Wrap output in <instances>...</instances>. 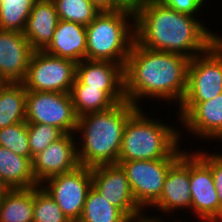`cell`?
Listing matches in <instances>:
<instances>
[{
  "instance_id": "6da1fadb",
  "label": "cell",
  "mask_w": 222,
  "mask_h": 222,
  "mask_svg": "<svg viewBox=\"0 0 222 222\" xmlns=\"http://www.w3.org/2000/svg\"><path fill=\"white\" fill-rule=\"evenodd\" d=\"M190 58L166 51L144 48L134 41L124 67V94L141 108L142 99L182 102Z\"/></svg>"
},
{
  "instance_id": "7a4b0ae2",
  "label": "cell",
  "mask_w": 222,
  "mask_h": 222,
  "mask_svg": "<svg viewBox=\"0 0 222 222\" xmlns=\"http://www.w3.org/2000/svg\"><path fill=\"white\" fill-rule=\"evenodd\" d=\"M197 18L149 0L135 15V41L149 50L177 53L192 59L222 37Z\"/></svg>"
},
{
  "instance_id": "3957f363",
  "label": "cell",
  "mask_w": 222,
  "mask_h": 222,
  "mask_svg": "<svg viewBox=\"0 0 222 222\" xmlns=\"http://www.w3.org/2000/svg\"><path fill=\"white\" fill-rule=\"evenodd\" d=\"M137 109L124 100L110 109L78 117L75 134L81 137L76 139L79 165L92 168L117 164L126 122Z\"/></svg>"
},
{
  "instance_id": "277c9868",
  "label": "cell",
  "mask_w": 222,
  "mask_h": 222,
  "mask_svg": "<svg viewBox=\"0 0 222 222\" xmlns=\"http://www.w3.org/2000/svg\"><path fill=\"white\" fill-rule=\"evenodd\" d=\"M142 108L126 122L118 161L179 158L185 151L180 146L181 130L148 116Z\"/></svg>"
},
{
  "instance_id": "5b68a950",
  "label": "cell",
  "mask_w": 222,
  "mask_h": 222,
  "mask_svg": "<svg viewBox=\"0 0 222 222\" xmlns=\"http://www.w3.org/2000/svg\"><path fill=\"white\" fill-rule=\"evenodd\" d=\"M134 41V15L121 10L101 11L86 26V59L125 67Z\"/></svg>"
},
{
  "instance_id": "8992f818",
  "label": "cell",
  "mask_w": 222,
  "mask_h": 222,
  "mask_svg": "<svg viewBox=\"0 0 222 222\" xmlns=\"http://www.w3.org/2000/svg\"><path fill=\"white\" fill-rule=\"evenodd\" d=\"M222 93V37L190 59L182 102H205Z\"/></svg>"
},
{
  "instance_id": "52a82bcc",
  "label": "cell",
  "mask_w": 222,
  "mask_h": 222,
  "mask_svg": "<svg viewBox=\"0 0 222 222\" xmlns=\"http://www.w3.org/2000/svg\"><path fill=\"white\" fill-rule=\"evenodd\" d=\"M76 62L34 51L22 84L27 91L70 93L76 77Z\"/></svg>"
},
{
  "instance_id": "ba28073f",
  "label": "cell",
  "mask_w": 222,
  "mask_h": 222,
  "mask_svg": "<svg viewBox=\"0 0 222 222\" xmlns=\"http://www.w3.org/2000/svg\"><path fill=\"white\" fill-rule=\"evenodd\" d=\"M177 159L117 162L125 171L135 202L143 212L159 200L168 170Z\"/></svg>"
},
{
  "instance_id": "9c48e42d",
  "label": "cell",
  "mask_w": 222,
  "mask_h": 222,
  "mask_svg": "<svg viewBox=\"0 0 222 222\" xmlns=\"http://www.w3.org/2000/svg\"><path fill=\"white\" fill-rule=\"evenodd\" d=\"M77 121L70 93L27 91V123L48 124L64 133H75Z\"/></svg>"
},
{
  "instance_id": "30bf717a",
  "label": "cell",
  "mask_w": 222,
  "mask_h": 222,
  "mask_svg": "<svg viewBox=\"0 0 222 222\" xmlns=\"http://www.w3.org/2000/svg\"><path fill=\"white\" fill-rule=\"evenodd\" d=\"M40 185L70 222H78L92 187V168L80 165L71 172L50 177Z\"/></svg>"
},
{
  "instance_id": "8fae6325",
  "label": "cell",
  "mask_w": 222,
  "mask_h": 222,
  "mask_svg": "<svg viewBox=\"0 0 222 222\" xmlns=\"http://www.w3.org/2000/svg\"><path fill=\"white\" fill-rule=\"evenodd\" d=\"M92 186L132 222L146 221V214L135 202L127 175L120 165L92 167Z\"/></svg>"
},
{
  "instance_id": "7c38bea8",
  "label": "cell",
  "mask_w": 222,
  "mask_h": 222,
  "mask_svg": "<svg viewBox=\"0 0 222 222\" xmlns=\"http://www.w3.org/2000/svg\"><path fill=\"white\" fill-rule=\"evenodd\" d=\"M191 212L204 222H221V204L210 166L190 150Z\"/></svg>"
},
{
  "instance_id": "4fadbf2b",
  "label": "cell",
  "mask_w": 222,
  "mask_h": 222,
  "mask_svg": "<svg viewBox=\"0 0 222 222\" xmlns=\"http://www.w3.org/2000/svg\"><path fill=\"white\" fill-rule=\"evenodd\" d=\"M177 120L192 136L222 141V93L205 102H181Z\"/></svg>"
},
{
  "instance_id": "5bb4252c",
  "label": "cell",
  "mask_w": 222,
  "mask_h": 222,
  "mask_svg": "<svg viewBox=\"0 0 222 222\" xmlns=\"http://www.w3.org/2000/svg\"><path fill=\"white\" fill-rule=\"evenodd\" d=\"M75 133H65L33 157L32 172L40 185L50 177L68 173L79 165Z\"/></svg>"
},
{
  "instance_id": "9a60e30c",
  "label": "cell",
  "mask_w": 222,
  "mask_h": 222,
  "mask_svg": "<svg viewBox=\"0 0 222 222\" xmlns=\"http://www.w3.org/2000/svg\"><path fill=\"white\" fill-rule=\"evenodd\" d=\"M190 152L185 150L170 166L159 200L151 207L169 217L175 211L191 209Z\"/></svg>"
},
{
  "instance_id": "2e32d148",
  "label": "cell",
  "mask_w": 222,
  "mask_h": 222,
  "mask_svg": "<svg viewBox=\"0 0 222 222\" xmlns=\"http://www.w3.org/2000/svg\"><path fill=\"white\" fill-rule=\"evenodd\" d=\"M73 84H87L104 90L116 103L126 100L124 67L112 61L84 59L76 64Z\"/></svg>"
},
{
  "instance_id": "e0dca14e",
  "label": "cell",
  "mask_w": 222,
  "mask_h": 222,
  "mask_svg": "<svg viewBox=\"0 0 222 222\" xmlns=\"http://www.w3.org/2000/svg\"><path fill=\"white\" fill-rule=\"evenodd\" d=\"M34 50L22 32L0 29V77L5 83H22Z\"/></svg>"
},
{
  "instance_id": "ac0fdd59",
  "label": "cell",
  "mask_w": 222,
  "mask_h": 222,
  "mask_svg": "<svg viewBox=\"0 0 222 222\" xmlns=\"http://www.w3.org/2000/svg\"><path fill=\"white\" fill-rule=\"evenodd\" d=\"M59 20L54 1H35L23 32L34 51H43L49 45Z\"/></svg>"
},
{
  "instance_id": "d6986e66",
  "label": "cell",
  "mask_w": 222,
  "mask_h": 222,
  "mask_svg": "<svg viewBox=\"0 0 222 222\" xmlns=\"http://www.w3.org/2000/svg\"><path fill=\"white\" fill-rule=\"evenodd\" d=\"M43 51L76 63L81 62L86 59V26L59 20L51 42Z\"/></svg>"
},
{
  "instance_id": "ffe728a7",
  "label": "cell",
  "mask_w": 222,
  "mask_h": 222,
  "mask_svg": "<svg viewBox=\"0 0 222 222\" xmlns=\"http://www.w3.org/2000/svg\"><path fill=\"white\" fill-rule=\"evenodd\" d=\"M0 177L10 189L39 186L32 172V160L1 146Z\"/></svg>"
},
{
  "instance_id": "44dd1931",
  "label": "cell",
  "mask_w": 222,
  "mask_h": 222,
  "mask_svg": "<svg viewBox=\"0 0 222 222\" xmlns=\"http://www.w3.org/2000/svg\"><path fill=\"white\" fill-rule=\"evenodd\" d=\"M26 94L22 83L0 87V129L26 121Z\"/></svg>"
},
{
  "instance_id": "7402d4cb",
  "label": "cell",
  "mask_w": 222,
  "mask_h": 222,
  "mask_svg": "<svg viewBox=\"0 0 222 222\" xmlns=\"http://www.w3.org/2000/svg\"><path fill=\"white\" fill-rule=\"evenodd\" d=\"M34 187L10 189L0 201V222H33Z\"/></svg>"
},
{
  "instance_id": "603a6c76",
  "label": "cell",
  "mask_w": 222,
  "mask_h": 222,
  "mask_svg": "<svg viewBox=\"0 0 222 222\" xmlns=\"http://www.w3.org/2000/svg\"><path fill=\"white\" fill-rule=\"evenodd\" d=\"M70 95L77 117L104 111L117 104L104 90L87 84H73Z\"/></svg>"
},
{
  "instance_id": "cb8c5ba5",
  "label": "cell",
  "mask_w": 222,
  "mask_h": 222,
  "mask_svg": "<svg viewBox=\"0 0 222 222\" xmlns=\"http://www.w3.org/2000/svg\"><path fill=\"white\" fill-rule=\"evenodd\" d=\"M78 222H132L109 203L93 186L90 188Z\"/></svg>"
},
{
  "instance_id": "d4e9b609",
  "label": "cell",
  "mask_w": 222,
  "mask_h": 222,
  "mask_svg": "<svg viewBox=\"0 0 222 222\" xmlns=\"http://www.w3.org/2000/svg\"><path fill=\"white\" fill-rule=\"evenodd\" d=\"M36 0H0V29L24 32Z\"/></svg>"
},
{
  "instance_id": "484cf974",
  "label": "cell",
  "mask_w": 222,
  "mask_h": 222,
  "mask_svg": "<svg viewBox=\"0 0 222 222\" xmlns=\"http://www.w3.org/2000/svg\"><path fill=\"white\" fill-rule=\"evenodd\" d=\"M60 20L87 26L100 12L90 0H54Z\"/></svg>"
},
{
  "instance_id": "4316f807",
  "label": "cell",
  "mask_w": 222,
  "mask_h": 222,
  "mask_svg": "<svg viewBox=\"0 0 222 222\" xmlns=\"http://www.w3.org/2000/svg\"><path fill=\"white\" fill-rule=\"evenodd\" d=\"M33 222H70L41 185L34 187Z\"/></svg>"
},
{
  "instance_id": "83f0119b",
  "label": "cell",
  "mask_w": 222,
  "mask_h": 222,
  "mask_svg": "<svg viewBox=\"0 0 222 222\" xmlns=\"http://www.w3.org/2000/svg\"><path fill=\"white\" fill-rule=\"evenodd\" d=\"M0 146L19 156L31 159V151L28 143V123L19 122L0 129Z\"/></svg>"
},
{
  "instance_id": "f1b7e54d",
  "label": "cell",
  "mask_w": 222,
  "mask_h": 222,
  "mask_svg": "<svg viewBox=\"0 0 222 222\" xmlns=\"http://www.w3.org/2000/svg\"><path fill=\"white\" fill-rule=\"evenodd\" d=\"M64 134L61 129L48 124L28 123V143L31 160Z\"/></svg>"
},
{
  "instance_id": "f546056e",
  "label": "cell",
  "mask_w": 222,
  "mask_h": 222,
  "mask_svg": "<svg viewBox=\"0 0 222 222\" xmlns=\"http://www.w3.org/2000/svg\"><path fill=\"white\" fill-rule=\"evenodd\" d=\"M195 152L210 166L214 185L218 193V198L221 204V222H222V154L221 152H207L195 150Z\"/></svg>"
},
{
  "instance_id": "4dcf8cb0",
  "label": "cell",
  "mask_w": 222,
  "mask_h": 222,
  "mask_svg": "<svg viewBox=\"0 0 222 222\" xmlns=\"http://www.w3.org/2000/svg\"><path fill=\"white\" fill-rule=\"evenodd\" d=\"M159 3L176 10L179 13H184L191 16L198 15L203 9L206 0H156Z\"/></svg>"
},
{
  "instance_id": "1f68e13d",
  "label": "cell",
  "mask_w": 222,
  "mask_h": 222,
  "mask_svg": "<svg viewBox=\"0 0 222 222\" xmlns=\"http://www.w3.org/2000/svg\"><path fill=\"white\" fill-rule=\"evenodd\" d=\"M149 0H113V11L121 10L136 15Z\"/></svg>"
},
{
  "instance_id": "d6a6232c",
  "label": "cell",
  "mask_w": 222,
  "mask_h": 222,
  "mask_svg": "<svg viewBox=\"0 0 222 222\" xmlns=\"http://www.w3.org/2000/svg\"><path fill=\"white\" fill-rule=\"evenodd\" d=\"M101 11H113V0H90Z\"/></svg>"
},
{
  "instance_id": "836d02e7",
  "label": "cell",
  "mask_w": 222,
  "mask_h": 222,
  "mask_svg": "<svg viewBox=\"0 0 222 222\" xmlns=\"http://www.w3.org/2000/svg\"><path fill=\"white\" fill-rule=\"evenodd\" d=\"M10 188L5 184V182L0 177V201L6 195Z\"/></svg>"
},
{
  "instance_id": "e575fe53",
  "label": "cell",
  "mask_w": 222,
  "mask_h": 222,
  "mask_svg": "<svg viewBox=\"0 0 222 222\" xmlns=\"http://www.w3.org/2000/svg\"><path fill=\"white\" fill-rule=\"evenodd\" d=\"M162 217L163 216H161V217L160 216H157V217L156 216L155 217L152 216L151 217L149 215L148 216L146 215V221H143V222H163ZM181 221H183V220H180V219H179V221H178V219H177V221L175 220V222H181Z\"/></svg>"
},
{
  "instance_id": "d590c367",
  "label": "cell",
  "mask_w": 222,
  "mask_h": 222,
  "mask_svg": "<svg viewBox=\"0 0 222 222\" xmlns=\"http://www.w3.org/2000/svg\"><path fill=\"white\" fill-rule=\"evenodd\" d=\"M5 84V82L3 81V79L0 77V87L3 86Z\"/></svg>"
}]
</instances>
